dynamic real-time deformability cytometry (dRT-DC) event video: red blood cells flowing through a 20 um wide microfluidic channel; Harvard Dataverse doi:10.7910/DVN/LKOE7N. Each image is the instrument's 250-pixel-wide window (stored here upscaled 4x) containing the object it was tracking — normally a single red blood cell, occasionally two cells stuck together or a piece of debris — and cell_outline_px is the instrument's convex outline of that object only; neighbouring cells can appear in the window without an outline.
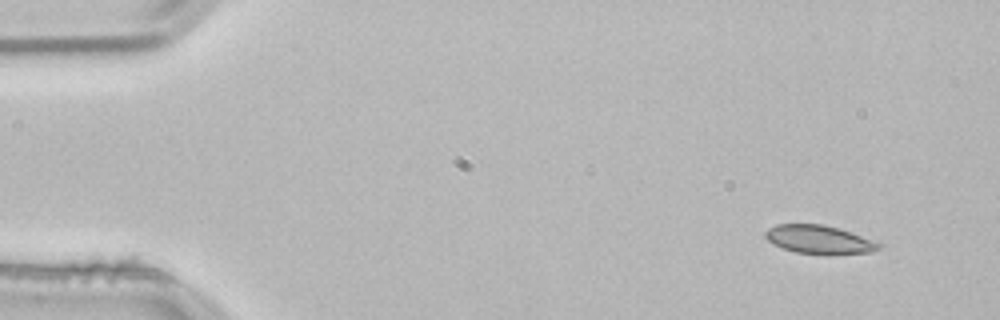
{"species": "common noctule bat (a hibernating species)", "species_latin": "Nyctalus noctula", "temperature_condition": "room temperature", "stored_images_in_passage": 19, "camera_frame_rate_fps": 3000, "um_per_image_px": 0.085, "animal": {"sex": "male", "body_mass_g": 21.5, "forearm_length_mm": 52.0}, "frame": {"image": 1, "passage_image": 1, "time_ms": 0.0, "image_size_px": [1000, 320], "cell_outline_px": [[880, 248], [872, 252], [796, 252], [784, 248], [768, 240], [764, 236], [764, 232], [768, 228], [776, 224], [824, 224], [840, 228], [880, 244]], "centroid_in_image_um": [69.54, 20.3], "position_along_channel_um": 15.5, "area_um2": 17.86}}
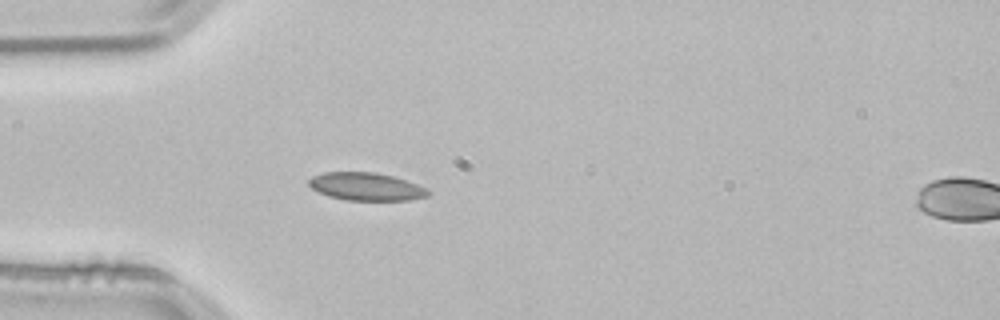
{"frame": {"image": 2, "passage_image": 12, "time_ms": 3.667, "image_size_px": [1000, 320], "cell_outline_px": [[432, 192], [428, 196], [408, 200], [348, 200], [328, 196], [312, 188], [308, 184], [308, 180], [312, 176], [324, 172], [376, 172], [392, 176], [428, 188]], "centroid_in_image_um": [31.13, 15.86], "position_along_channel_um": 53.9, "area_um2": 19.31}}
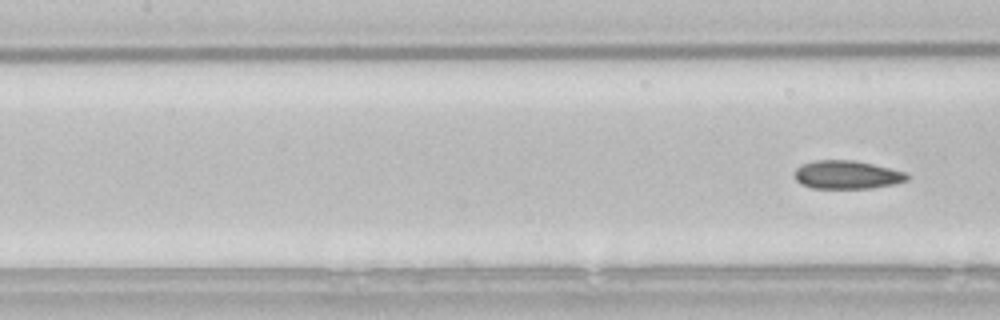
{"frame": {"image": 3, "passage_image": 19, "time_ms": 6.0, "image_size_px": [1000, 320], "cell_outline_px": [[912, 176], [908, 180], [892, 184], [872, 188], [812, 188], [800, 184], [796, 180], [796, 168], [800, 164], [816, 160], [852, 160], [872, 164], [908, 172]], "centroid_in_image_um": [72.02, 14.85], "position_along_channel_um": 135.4, "area_um2": 18.67}}